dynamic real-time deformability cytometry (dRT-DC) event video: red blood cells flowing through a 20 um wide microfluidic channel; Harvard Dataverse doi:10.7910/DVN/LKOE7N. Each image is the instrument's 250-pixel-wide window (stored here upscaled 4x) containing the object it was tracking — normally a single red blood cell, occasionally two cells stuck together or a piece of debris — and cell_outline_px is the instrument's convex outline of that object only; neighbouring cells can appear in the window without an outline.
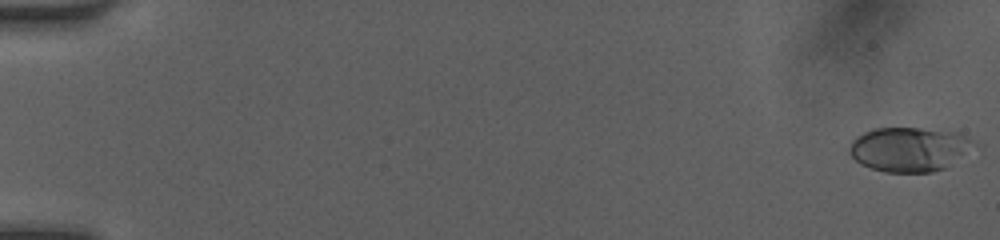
{"species": "human", "species_latin": "Homo sapiens", "temperature_condition": "room temperature", "stored_images_in_passage": 50, "camera_frame_rate_fps": 3000, "um_per_image_px": 0.085, "donor": {"sex": "female"}, "frame": {"image": 1, "passage_image": 1, "time_ms": 0.0, "image_size_px": [1000, 240], "cell_outline_px": [[968, 140], [960, 152], [944, 168], [932, 172], [884, 172], [860, 164], [848, 152], [848, 148], [852, 140], [856, 136], [864, 132], [876, 128], [920, 128], [960, 132], [968, 136]], "centroid_in_image_um": [77.08, 12.67], "position_along_channel_um": 7.9, "area_um2": 30.98}}
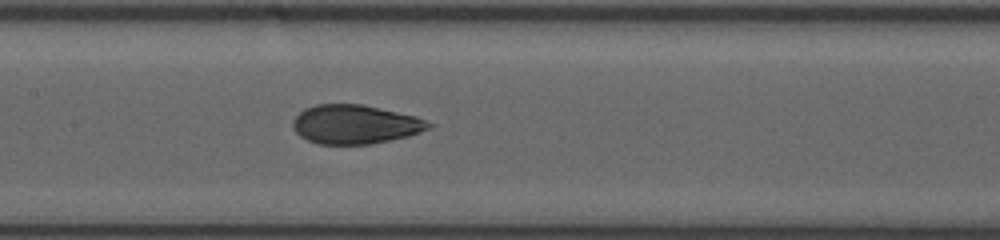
{"frame": {"image": 2, "passage_image": 26, "time_ms": 8.333, "image_size_px": [1000, 240], "cell_outline_px": [[432, 128], [408, 136], [368, 144], [320, 144], [308, 140], [300, 136], [296, 132], [292, 124], [292, 120], [304, 108], [316, 104], [360, 104], [380, 108], [416, 116], [432, 124]], "centroid_in_image_um": [30.17, 10.56], "position_along_channel_um": 177.2, "area_um2": 30.69}}
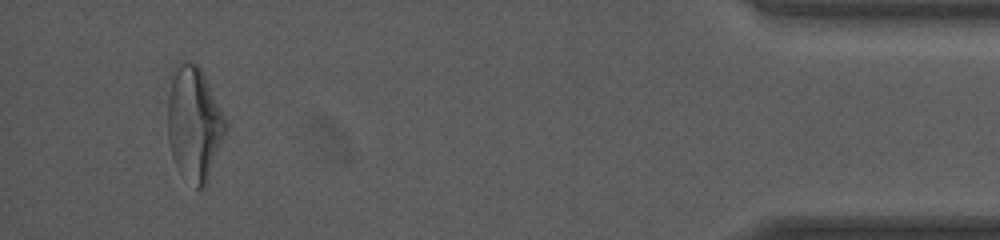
{"frame": {"image": 3, "passage_image": 48, "time_ms": 15.667, "image_size_px": [1000, 240], "cell_outline_px": [[228, 124], [208, 180], [200, 188], [196, 188], [176, 164], [172, 156], [168, 140], [168, 72], [180, 60], [184, 60], [196, 64], [200, 68]], "centroid_in_image_um": [16.45, 10.4], "position_along_channel_um": 418.7, "area_um2": 38.21}, "authors_computed_cell_mechanics": {"area_um2": 30.9519, "velocity_mm_per_s": 4.1672, "shape_relaxation_time_tau1_ms": 4.4706, "shape_relaxation_time_tau2_ms": 1.1649, "deformation_change_tau1": 0.1781, "deformation_change_tau2": 0.0774}}